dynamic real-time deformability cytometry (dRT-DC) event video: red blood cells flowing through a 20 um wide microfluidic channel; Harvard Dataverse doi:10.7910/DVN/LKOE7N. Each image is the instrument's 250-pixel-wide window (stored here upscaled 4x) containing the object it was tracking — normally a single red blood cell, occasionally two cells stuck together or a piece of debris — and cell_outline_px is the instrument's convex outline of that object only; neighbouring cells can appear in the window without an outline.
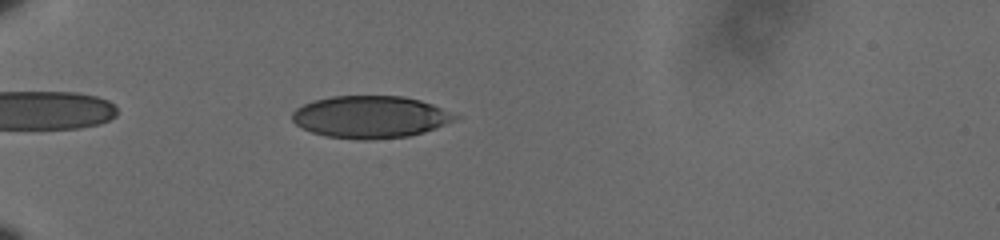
{"species": "human", "species_latin": "Homo sapiens", "temperature_condition": "cold", "stored_images_in_passage": 48, "camera_frame_rate_fps": 3000, "um_per_image_px": 0.085, "donor": {"sex": "male"}, "frame": {"image": 1, "passage_image": 8, "time_ms": 2.333, "image_size_px": [1000, 240], "cell_outline_px": [[460, 116], [436, 128], [424, 132], [408, 136], [368, 140], [364, 140], [324, 136], [312, 132], [296, 124], [292, 120], [292, 112], [296, 108], [304, 104], [316, 100], [332, 96], [404, 96], [420, 100], [432, 104]], "centroid_in_image_um": [31.46, 9.94], "position_along_channel_um": 53.5, "area_um2": 39.82}}
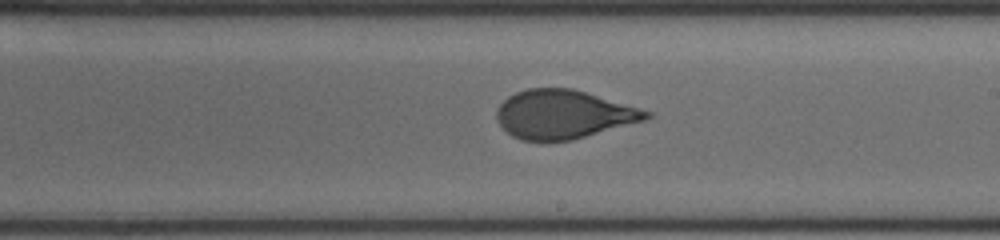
{"frame": {"image": 2, "passage_image": 26, "time_ms": 8.333, "image_size_px": [1000, 240], "cell_outline_px": [[652, 116], [644, 120], [572, 140], [548, 144], [520, 140], [512, 136], [500, 124], [496, 116], [496, 108], [508, 96], [516, 92], [528, 88], [572, 88], [652, 112]], "centroid_in_image_um": [47.83, 9.75], "position_along_channel_um": 241.2, "area_um2": 42.66}}
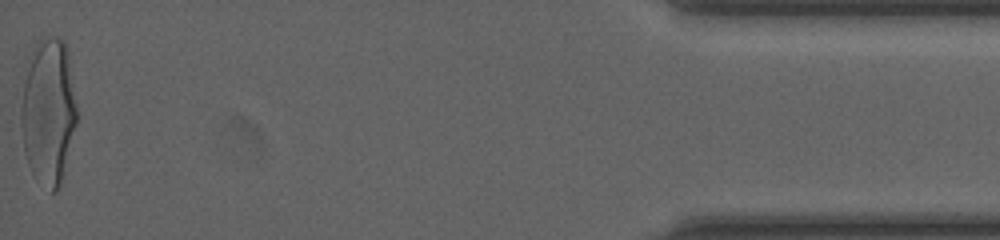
{"frame": {"image": 3, "passage_image": 48, "time_ms": 15.667, "image_size_px": [1000, 240], "cell_outline_px": [[76, 124], [60, 184], [56, 192], [52, 192], [32, 172], [28, 164], [24, 152], [20, 120], [20, 108], [24, 84], [32, 52], [40, 36], [52, 36], [64, 40], [68, 48], [76, 104]], "centroid_in_image_um": [4.11, 9.41], "position_along_channel_um": 431.1, "area_um2": 47.11}, "authors_computed_cell_mechanics": {"area_um2": 42.7142, "velocity_mm_per_s": 3.6021, "shape_relaxation_time_tau1_ms": 4.9581, "shape_relaxation_time_tau2_ms": null, "deformation_change_tau1": 0.1745, "deformation_change_tau2": null}}